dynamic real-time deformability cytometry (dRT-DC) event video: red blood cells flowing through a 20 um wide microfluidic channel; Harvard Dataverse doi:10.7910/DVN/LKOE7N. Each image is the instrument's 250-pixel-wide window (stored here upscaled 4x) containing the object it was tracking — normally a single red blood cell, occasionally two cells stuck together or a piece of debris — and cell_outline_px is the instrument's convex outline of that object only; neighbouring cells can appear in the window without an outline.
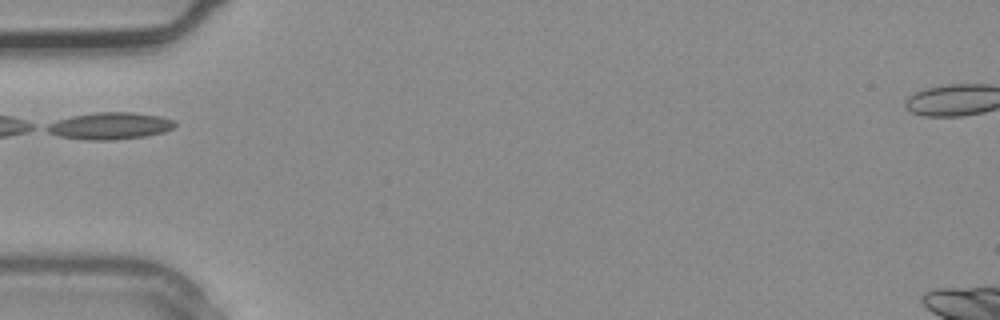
{"species": "common noctule bat (a hibernating species)", "species_latin": "Nyctalus noctula", "temperature_condition": "warm", "stored_images_in_passage": 1, "camera_frame_rate_fps": 3000, "um_per_image_px": 0.085, "animal": {"sex": "male", "body_mass_g": 20.4}, "frame": {"image": 1, "passage_image": 1, "time_ms": 0.0, "image_size_px": [1000, 320], "cell_outline_px": [[176, 124], [172, 128], [164, 132], [144, 136], [112, 140], [84, 140], [60, 136], [48, 132], [40, 128], [56, 120], [72, 116], [96, 112], [132, 112], [160, 116], [172, 120]], "centroid_in_image_um": [9.28, 10.7], "position_along_channel_um": 75.7, "area_um2": 20.11}}